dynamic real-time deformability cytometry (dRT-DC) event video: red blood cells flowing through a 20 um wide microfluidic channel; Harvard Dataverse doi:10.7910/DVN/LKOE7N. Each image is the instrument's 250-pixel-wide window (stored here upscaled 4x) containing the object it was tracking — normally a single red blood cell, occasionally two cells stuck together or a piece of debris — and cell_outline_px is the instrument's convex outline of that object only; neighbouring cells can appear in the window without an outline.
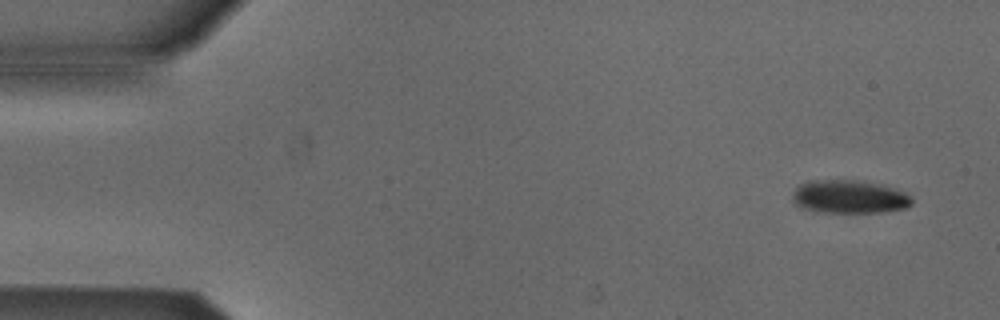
{"species": "Egyptian fruit bat (a non-hibernating species)", "species_latin": "Rousettus aegyptiacus", "temperature_condition": "cold", "stored_images_in_passage": 39, "camera_frame_rate_fps": 3000, "um_per_image_px": 0.085, "animal": {"sex": "male"}, "frame": {"image": 1, "passage_image": 1, "time_ms": 0.0, "image_size_px": [1000, 320], "cell_outline_px": [[912, 204], [904, 208], [880, 212], [816, 212], [804, 208], [796, 204], [792, 200], [792, 192], [800, 184], [812, 180], [856, 180], [880, 184], [904, 192], [912, 200]], "centroid_in_image_um": [72.14, 16.72], "position_along_channel_um": 12.9, "area_um2": 22.95}}
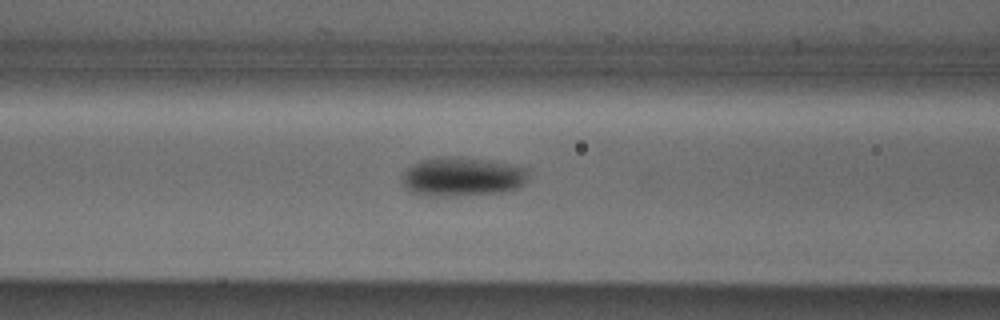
{"frame": {"image": 2, "passage_image": 19, "time_ms": 6.0, "image_size_px": [1000, 320], "cell_outline_px": [[528, 172], [524, 184], [516, 188], [500, 192], [456, 196], [428, 196], [412, 192], [404, 184], [404, 172], [412, 164], [420, 160], [452, 156], [456, 156], [488, 160], [512, 164], [528, 168]], "centroid_in_image_um": [39.32, 15.01], "position_along_channel_um": 127.3, "area_um2": 28.55}}
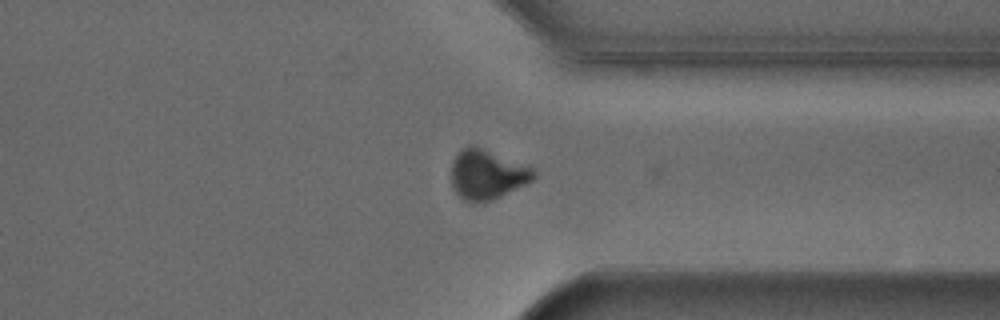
{"frame": {"image": 3, "passage_image": 38, "time_ms": 12.333, "image_size_px": [1000, 320], "cell_outline_px": [[536, 176], [532, 180], [492, 200], [472, 204], [464, 200], [456, 192], [452, 184], [452, 160], [468, 144], [472, 144], [536, 168]], "centroid_in_image_um": [41.41, 14.83], "position_along_channel_um": 370.0, "area_um2": 23.81}, "authors_computed_cell_mechanics": {"area_um2": 25.7788, "velocity_mm_per_s": 3.867, "shape_relaxation_time_tau1_ms": 2.3086, "shape_relaxation_time_tau2_ms": null, "deformation_change_tau1": 0.0926, "deformation_change_tau2": null}}